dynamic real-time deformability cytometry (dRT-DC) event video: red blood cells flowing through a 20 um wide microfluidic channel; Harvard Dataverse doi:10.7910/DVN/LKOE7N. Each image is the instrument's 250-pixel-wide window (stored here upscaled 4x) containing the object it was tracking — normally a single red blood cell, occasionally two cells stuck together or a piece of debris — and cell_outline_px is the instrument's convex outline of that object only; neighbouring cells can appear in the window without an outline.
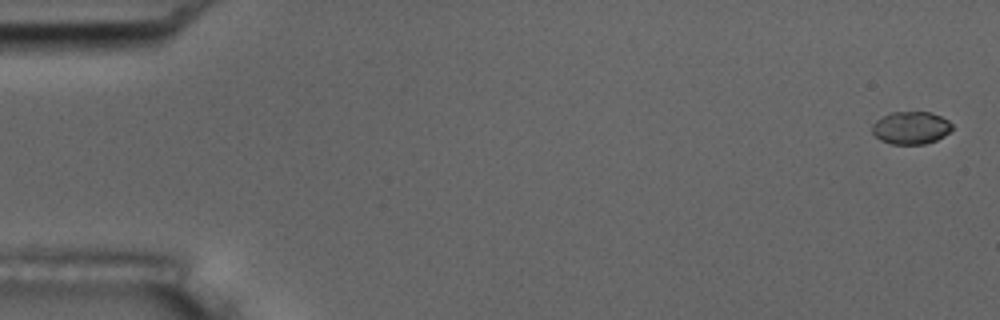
{"species": "common noctule bat (a hibernating species)", "species_latin": "Nyctalus noctula", "temperature_condition": "room temperature", "stored_images_in_passage": 7, "camera_frame_rate_fps": 3000, "um_per_image_px": 0.085, "animal": {"sex": "male", "body_mass_g": 17.5, "forearm_length_mm": 52.3}, "frame": {"image": 1, "passage_image": 1, "time_ms": 0.0, "image_size_px": [1000, 320], "cell_outline_px": [[952, 128], [944, 136], [936, 140], [924, 144], [892, 144], [880, 140], [872, 132], [872, 124], [876, 120], [892, 112], [932, 112], [948, 120], [952, 124]], "centroid_in_image_um": [77.43, 10.86], "position_along_channel_um": 7.6, "area_um2": 15.14}}